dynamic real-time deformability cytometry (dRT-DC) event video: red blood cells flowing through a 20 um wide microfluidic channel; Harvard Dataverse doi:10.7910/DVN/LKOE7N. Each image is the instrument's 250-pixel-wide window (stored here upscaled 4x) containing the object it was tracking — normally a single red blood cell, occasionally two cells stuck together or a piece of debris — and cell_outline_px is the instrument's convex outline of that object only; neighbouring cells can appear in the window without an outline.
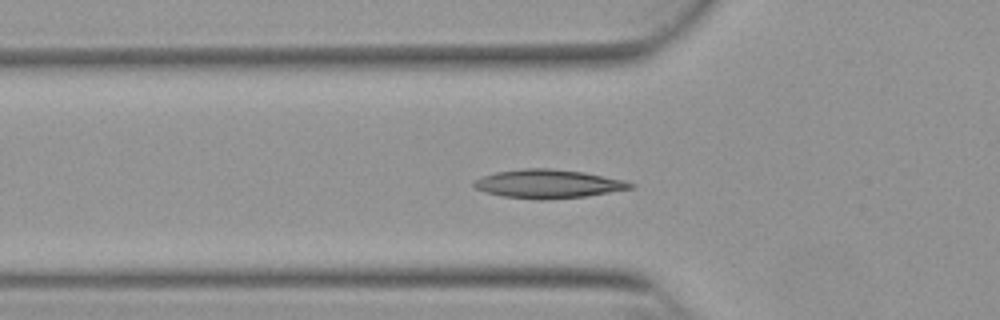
{"species": "Egyptian fruit bat (a non-hibernating species)", "species_latin": "Rousettus aegyptiacus", "temperature_condition": "warm", "stored_images_in_passage": 44, "camera_frame_rate_fps": 3000, "um_per_image_px": 0.085, "animal": {"sex": "female"}, "frame": {"image": 1, "passage_image": 8, "time_ms": 2.333, "image_size_px": [1000, 320], "cell_outline_px": [[636, 188], [584, 196], [548, 200], [536, 200], [500, 196], [484, 192], [476, 188], [472, 184], [476, 180], [484, 176], [496, 172], [524, 168], [548, 168], [584, 172], [624, 180], [636, 184]], "centroid_in_image_um": [46.62, 15.64], "position_along_channel_um": 79.2, "area_um2": 26.24}}
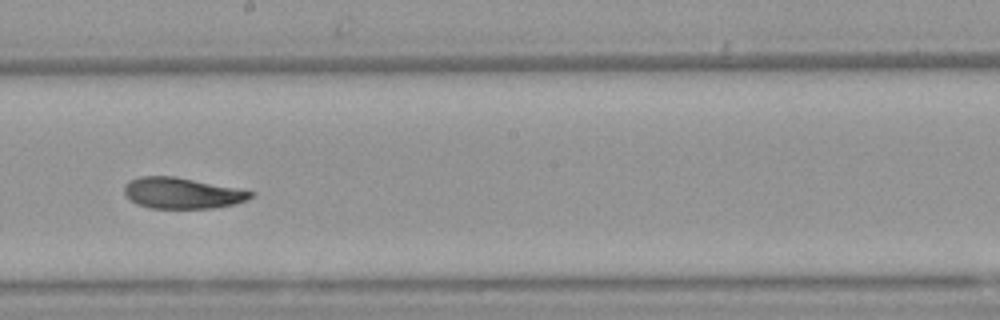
{"frame": {"image": 2, "passage_image": 20, "time_ms": 6.333, "image_size_px": [1000, 320], "cell_outline_px": [[256, 192], [248, 200], [236, 204], [212, 208], [148, 208], [136, 204], [124, 192], [124, 184], [128, 180], [140, 176], [172, 176], [240, 188]], "centroid_in_image_um": [15.5, 16.41], "position_along_channel_um": 232.7, "area_um2": 23.0}}
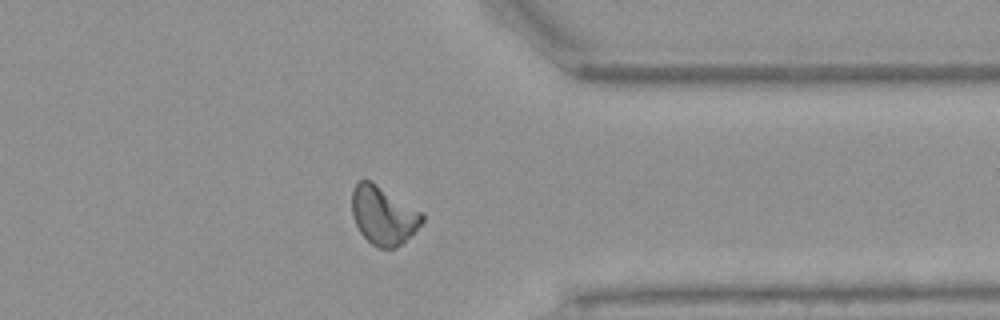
{"frame": {"image": 3, "passage_image": 32, "time_ms": 10.333, "image_size_px": [1000, 320], "cell_outline_px": [[424, 220], [404, 244], [396, 248], [380, 248], [372, 244], [360, 232], [352, 216], [352, 188], [360, 180], [368, 180], [424, 212]], "centroid_in_image_um": [32.61, 18.33], "position_along_channel_um": 378.8, "area_um2": 23.87}, "authors_computed_cell_mechanics": {"area_um2": 23.5246, "velocity_mm_per_s": 3.837, "shape_relaxation_time_tau1_ms": null, "shape_relaxation_time_tau2_ms": 5.049, "deformation_change_tau1": null, "deformation_change_tau2": 0.0998}}